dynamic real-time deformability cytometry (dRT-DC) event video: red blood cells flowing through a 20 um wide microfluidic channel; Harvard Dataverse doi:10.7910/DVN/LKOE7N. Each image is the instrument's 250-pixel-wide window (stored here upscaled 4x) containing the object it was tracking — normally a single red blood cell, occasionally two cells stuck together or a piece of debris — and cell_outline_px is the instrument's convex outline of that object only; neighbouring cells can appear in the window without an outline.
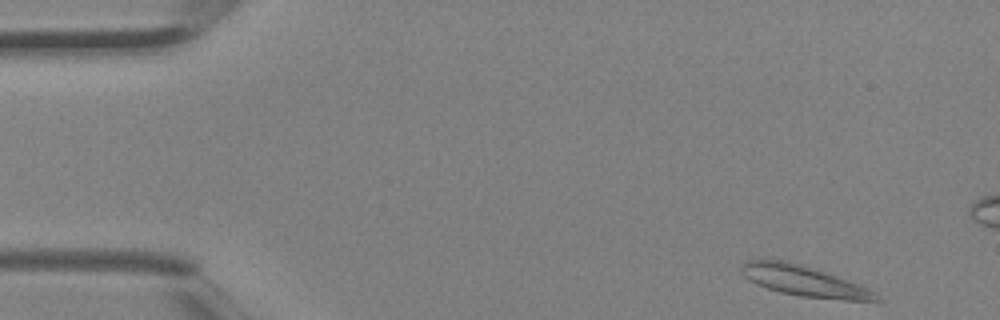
{"species": "Egyptian fruit bat (a non-hibernating species)", "species_latin": "Rousettus aegyptiacus", "temperature_condition": "room temperature", "stored_images_in_passage": 4, "camera_frame_rate_fps": 3000, "um_per_image_px": 0.085, "animal": {"sex": "female"}, "frame": {"image": 1, "passage_image": 1, "time_ms": 0.0, "image_size_px": [1000, 320], "cell_outline_px": [[884, 300], [844, 300], [800, 296], [780, 292], [756, 284], [748, 280], [740, 272], [740, 264], [744, 260], [784, 260], [800, 264], [860, 284], [876, 292]], "centroid_in_image_um": [68.31, 23.88], "position_along_channel_um": 16.7, "area_um2": 23.93}}